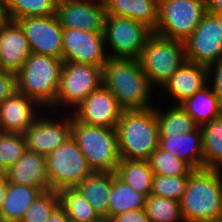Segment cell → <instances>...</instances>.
Masks as SVG:
<instances>
[{"label": "cell", "instance_id": "obj_18", "mask_svg": "<svg viewBox=\"0 0 222 222\" xmlns=\"http://www.w3.org/2000/svg\"><path fill=\"white\" fill-rule=\"evenodd\" d=\"M208 83V68L186 60L160 89L180 105Z\"/></svg>", "mask_w": 222, "mask_h": 222}, {"label": "cell", "instance_id": "obj_42", "mask_svg": "<svg viewBox=\"0 0 222 222\" xmlns=\"http://www.w3.org/2000/svg\"><path fill=\"white\" fill-rule=\"evenodd\" d=\"M7 191V179L3 174H0V214L3 205V201Z\"/></svg>", "mask_w": 222, "mask_h": 222}, {"label": "cell", "instance_id": "obj_19", "mask_svg": "<svg viewBox=\"0 0 222 222\" xmlns=\"http://www.w3.org/2000/svg\"><path fill=\"white\" fill-rule=\"evenodd\" d=\"M39 104L16 91L0 103V129L2 132L24 134L26 129L39 117L34 108Z\"/></svg>", "mask_w": 222, "mask_h": 222}, {"label": "cell", "instance_id": "obj_22", "mask_svg": "<svg viewBox=\"0 0 222 222\" xmlns=\"http://www.w3.org/2000/svg\"><path fill=\"white\" fill-rule=\"evenodd\" d=\"M115 172H92L76 188L92 205L101 218L109 221V195Z\"/></svg>", "mask_w": 222, "mask_h": 222}, {"label": "cell", "instance_id": "obj_4", "mask_svg": "<svg viewBox=\"0 0 222 222\" xmlns=\"http://www.w3.org/2000/svg\"><path fill=\"white\" fill-rule=\"evenodd\" d=\"M63 59L32 53L16 73L17 91L36 101L40 108L54 104L60 85Z\"/></svg>", "mask_w": 222, "mask_h": 222}, {"label": "cell", "instance_id": "obj_33", "mask_svg": "<svg viewBox=\"0 0 222 222\" xmlns=\"http://www.w3.org/2000/svg\"><path fill=\"white\" fill-rule=\"evenodd\" d=\"M153 174L164 176L190 175L193 169L171 152L158 147L148 159Z\"/></svg>", "mask_w": 222, "mask_h": 222}, {"label": "cell", "instance_id": "obj_15", "mask_svg": "<svg viewBox=\"0 0 222 222\" xmlns=\"http://www.w3.org/2000/svg\"><path fill=\"white\" fill-rule=\"evenodd\" d=\"M73 117L88 125L116 128L122 109L109 89L101 85L75 108Z\"/></svg>", "mask_w": 222, "mask_h": 222}, {"label": "cell", "instance_id": "obj_20", "mask_svg": "<svg viewBox=\"0 0 222 222\" xmlns=\"http://www.w3.org/2000/svg\"><path fill=\"white\" fill-rule=\"evenodd\" d=\"M3 175L12 184L50 189L45 156L26 151Z\"/></svg>", "mask_w": 222, "mask_h": 222}, {"label": "cell", "instance_id": "obj_1", "mask_svg": "<svg viewBox=\"0 0 222 222\" xmlns=\"http://www.w3.org/2000/svg\"><path fill=\"white\" fill-rule=\"evenodd\" d=\"M102 85L123 111L154 108L149 102L152 85L138 59L108 58L102 68Z\"/></svg>", "mask_w": 222, "mask_h": 222}, {"label": "cell", "instance_id": "obj_32", "mask_svg": "<svg viewBox=\"0 0 222 222\" xmlns=\"http://www.w3.org/2000/svg\"><path fill=\"white\" fill-rule=\"evenodd\" d=\"M145 211L150 222H184L179 201L149 194Z\"/></svg>", "mask_w": 222, "mask_h": 222}, {"label": "cell", "instance_id": "obj_14", "mask_svg": "<svg viewBox=\"0 0 222 222\" xmlns=\"http://www.w3.org/2000/svg\"><path fill=\"white\" fill-rule=\"evenodd\" d=\"M26 36L32 53L63 59L61 27L56 14L16 20Z\"/></svg>", "mask_w": 222, "mask_h": 222}, {"label": "cell", "instance_id": "obj_29", "mask_svg": "<svg viewBox=\"0 0 222 222\" xmlns=\"http://www.w3.org/2000/svg\"><path fill=\"white\" fill-rule=\"evenodd\" d=\"M60 206L71 222H94L101 217L76 187L58 191Z\"/></svg>", "mask_w": 222, "mask_h": 222}, {"label": "cell", "instance_id": "obj_34", "mask_svg": "<svg viewBox=\"0 0 222 222\" xmlns=\"http://www.w3.org/2000/svg\"><path fill=\"white\" fill-rule=\"evenodd\" d=\"M27 151L23 134L1 132L0 134V174L5 173Z\"/></svg>", "mask_w": 222, "mask_h": 222}, {"label": "cell", "instance_id": "obj_40", "mask_svg": "<svg viewBox=\"0 0 222 222\" xmlns=\"http://www.w3.org/2000/svg\"><path fill=\"white\" fill-rule=\"evenodd\" d=\"M46 222H71L63 208L59 205Z\"/></svg>", "mask_w": 222, "mask_h": 222}, {"label": "cell", "instance_id": "obj_6", "mask_svg": "<svg viewBox=\"0 0 222 222\" xmlns=\"http://www.w3.org/2000/svg\"><path fill=\"white\" fill-rule=\"evenodd\" d=\"M184 42L153 33L141 51L138 61L150 84L162 87L186 61Z\"/></svg>", "mask_w": 222, "mask_h": 222}, {"label": "cell", "instance_id": "obj_9", "mask_svg": "<svg viewBox=\"0 0 222 222\" xmlns=\"http://www.w3.org/2000/svg\"><path fill=\"white\" fill-rule=\"evenodd\" d=\"M153 30L130 18L107 15L104 41L111 48L109 58L138 59Z\"/></svg>", "mask_w": 222, "mask_h": 222}, {"label": "cell", "instance_id": "obj_8", "mask_svg": "<svg viewBox=\"0 0 222 222\" xmlns=\"http://www.w3.org/2000/svg\"><path fill=\"white\" fill-rule=\"evenodd\" d=\"M45 160L51 190L76 187L93 172L72 136L46 155Z\"/></svg>", "mask_w": 222, "mask_h": 222}, {"label": "cell", "instance_id": "obj_16", "mask_svg": "<svg viewBox=\"0 0 222 222\" xmlns=\"http://www.w3.org/2000/svg\"><path fill=\"white\" fill-rule=\"evenodd\" d=\"M62 120H50L38 117L23 134L27 150L41 155H48L71 136L72 114Z\"/></svg>", "mask_w": 222, "mask_h": 222}, {"label": "cell", "instance_id": "obj_2", "mask_svg": "<svg viewBox=\"0 0 222 222\" xmlns=\"http://www.w3.org/2000/svg\"><path fill=\"white\" fill-rule=\"evenodd\" d=\"M222 170H193L180 200L184 222H219L222 215Z\"/></svg>", "mask_w": 222, "mask_h": 222}, {"label": "cell", "instance_id": "obj_11", "mask_svg": "<svg viewBox=\"0 0 222 222\" xmlns=\"http://www.w3.org/2000/svg\"><path fill=\"white\" fill-rule=\"evenodd\" d=\"M104 44L103 32L63 28V62L90 64L103 68L109 58L104 50Z\"/></svg>", "mask_w": 222, "mask_h": 222}, {"label": "cell", "instance_id": "obj_43", "mask_svg": "<svg viewBox=\"0 0 222 222\" xmlns=\"http://www.w3.org/2000/svg\"><path fill=\"white\" fill-rule=\"evenodd\" d=\"M5 0H0V21L5 20Z\"/></svg>", "mask_w": 222, "mask_h": 222}, {"label": "cell", "instance_id": "obj_36", "mask_svg": "<svg viewBox=\"0 0 222 222\" xmlns=\"http://www.w3.org/2000/svg\"><path fill=\"white\" fill-rule=\"evenodd\" d=\"M188 181L189 175L164 176L154 174L151 194L180 202L186 191Z\"/></svg>", "mask_w": 222, "mask_h": 222}, {"label": "cell", "instance_id": "obj_25", "mask_svg": "<svg viewBox=\"0 0 222 222\" xmlns=\"http://www.w3.org/2000/svg\"><path fill=\"white\" fill-rule=\"evenodd\" d=\"M180 106L198 126L222 114V104L208 84L192 97L187 98Z\"/></svg>", "mask_w": 222, "mask_h": 222}, {"label": "cell", "instance_id": "obj_5", "mask_svg": "<svg viewBox=\"0 0 222 222\" xmlns=\"http://www.w3.org/2000/svg\"><path fill=\"white\" fill-rule=\"evenodd\" d=\"M71 136L93 172L116 171L120 155L115 128L88 125L72 116Z\"/></svg>", "mask_w": 222, "mask_h": 222}, {"label": "cell", "instance_id": "obj_41", "mask_svg": "<svg viewBox=\"0 0 222 222\" xmlns=\"http://www.w3.org/2000/svg\"><path fill=\"white\" fill-rule=\"evenodd\" d=\"M207 13L222 14V0H205Z\"/></svg>", "mask_w": 222, "mask_h": 222}, {"label": "cell", "instance_id": "obj_21", "mask_svg": "<svg viewBox=\"0 0 222 222\" xmlns=\"http://www.w3.org/2000/svg\"><path fill=\"white\" fill-rule=\"evenodd\" d=\"M159 147L183 160L193 170L204 168L202 129L200 126L183 135L159 136Z\"/></svg>", "mask_w": 222, "mask_h": 222}, {"label": "cell", "instance_id": "obj_23", "mask_svg": "<svg viewBox=\"0 0 222 222\" xmlns=\"http://www.w3.org/2000/svg\"><path fill=\"white\" fill-rule=\"evenodd\" d=\"M107 15L126 17L153 31L158 22V0H103Z\"/></svg>", "mask_w": 222, "mask_h": 222}, {"label": "cell", "instance_id": "obj_27", "mask_svg": "<svg viewBox=\"0 0 222 222\" xmlns=\"http://www.w3.org/2000/svg\"><path fill=\"white\" fill-rule=\"evenodd\" d=\"M202 129L204 168L222 169V114L200 126Z\"/></svg>", "mask_w": 222, "mask_h": 222}, {"label": "cell", "instance_id": "obj_12", "mask_svg": "<svg viewBox=\"0 0 222 222\" xmlns=\"http://www.w3.org/2000/svg\"><path fill=\"white\" fill-rule=\"evenodd\" d=\"M187 61L206 66L222 58V31L216 18L207 13L184 41Z\"/></svg>", "mask_w": 222, "mask_h": 222}, {"label": "cell", "instance_id": "obj_24", "mask_svg": "<svg viewBox=\"0 0 222 222\" xmlns=\"http://www.w3.org/2000/svg\"><path fill=\"white\" fill-rule=\"evenodd\" d=\"M42 192L39 187L17 185L7 181L0 219L3 222H21L27 209Z\"/></svg>", "mask_w": 222, "mask_h": 222}, {"label": "cell", "instance_id": "obj_30", "mask_svg": "<svg viewBox=\"0 0 222 222\" xmlns=\"http://www.w3.org/2000/svg\"><path fill=\"white\" fill-rule=\"evenodd\" d=\"M156 118L159 136L187 134L198 126L180 105L171 106L166 113L157 108Z\"/></svg>", "mask_w": 222, "mask_h": 222}, {"label": "cell", "instance_id": "obj_10", "mask_svg": "<svg viewBox=\"0 0 222 222\" xmlns=\"http://www.w3.org/2000/svg\"><path fill=\"white\" fill-rule=\"evenodd\" d=\"M102 85V68L90 64L63 62L60 85L52 105L78 107L93 91Z\"/></svg>", "mask_w": 222, "mask_h": 222}, {"label": "cell", "instance_id": "obj_37", "mask_svg": "<svg viewBox=\"0 0 222 222\" xmlns=\"http://www.w3.org/2000/svg\"><path fill=\"white\" fill-rule=\"evenodd\" d=\"M17 91V76L15 73L0 70V103Z\"/></svg>", "mask_w": 222, "mask_h": 222}, {"label": "cell", "instance_id": "obj_13", "mask_svg": "<svg viewBox=\"0 0 222 222\" xmlns=\"http://www.w3.org/2000/svg\"><path fill=\"white\" fill-rule=\"evenodd\" d=\"M55 14L62 28L104 32L107 11L103 0H58Z\"/></svg>", "mask_w": 222, "mask_h": 222}, {"label": "cell", "instance_id": "obj_39", "mask_svg": "<svg viewBox=\"0 0 222 222\" xmlns=\"http://www.w3.org/2000/svg\"><path fill=\"white\" fill-rule=\"evenodd\" d=\"M110 222H150L146 211L142 209H133L114 216Z\"/></svg>", "mask_w": 222, "mask_h": 222}, {"label": "cell", "instance_id": "obj_3", "mask_svg": "<svg viewBox=\"0 0 222 222\" xmlns=\"http://www.w3.org/2000/svg\"><path fill=\"white\" fill-rule=\"evenodd\" d=\"M115 129L120 159L148 160L159 147L156 107L122 111Z\"/></svg>", "mask_w": 222, "mask_h": 222}, {"label": "cell", "instance_id": "obj_31", "mask_svg": "<svg viewBox=\"0 0 222 222\" xmlns=\"http://www.w3.org/2000/svg\"><path fill=\"white\" fill-rule=\"evenodd\" d=\"M58 0H5L6 19L16 21L22 18L43 17L56 12Z\"/></svg>", "mask_w": 222, "mask_h": 222}, {"label": "cell", "instance_id": "obj_17", "mask_svg": "<svg viewBox=\"0 0 222 222\" xmlns=\"http://www.w3.org/2000/svg\"><path fill=\"white\" fill-rule=\"evenodd\" d=\"M32 54L29 42L16 21H0L1 70L17 73Z\"/></svg>", "mask_w": 222, "mask_h": 222}, {"label": "cell", "instance_id": "obj_28", "mask_svg": "<svg viewBox=\"0 0 222 222\" xmlns=\"http://www.w3.org/2000/svg\"><path fill=\"white\" fill-rule=\"evenodd\" d=\"M146 195L134 191L116 175L109 195V221L116 215L133 209L145 208Z\"/></svg>", "mask_w": 222, "mask_h": 222}, {"label": "cell", "instance_id": "obj_26", "mask_svg": "<svg viewBox=\"0 0 222 222\" xmlns=\"http://www.w3.org/2000/svg\"><path fill=\"white\" fill-rule=\"evenodd\" d=\"M116 176L134 191L148 196L151 194L153 171L148 160L120 159Z\"/></svg>", "mask_w": 222, "mask_h": 222}, {"label": "cell", "instance_id": "obj_44", "mask_svg": "<svg viewBox=\"0 0 222 222\" xmlns=\"http://www.w3.org/2000/svg\"><path fill=\"white\" fill-rule=\"evenodd\" d=\"M210 14H212L216 18L218 25L220 26L222 31V14H217V13H210Z\"/></svg>", "mask_w": 222, "mask_h": 222}, {"label": "cell", "instance_id": "obj_45", "mask_svg": "<svg viewBox=\"0 0 222 222\" xmlns=\"http://www.w3.org/2000/svg\"><path fill=\"white\" fill-rule=\"evenodd\" d=\"M94 222H108V220L106 218H101V219L94 221Z\"/></svg>", "mask_w": 222, "mask_h": 222}, {"label": "cell", "instance_id": "obj_7", "mask_svg": "<svg viewBox=\"0 0 222 222\" xmlns=\"http://www.w3.org/2000/svg\"><path fill=\"white\" fill-rule=\"evenodd\" d=\"M156 35L184 42L207 14L205 0H158Z\"/></svg>", "mask_w": 222, "mask_h": 222}, {"label": "cell", "instance_id": "obj_38", "mask_svg": "<svg viewBox=\"0 0 222 222\" xmlns=\"http://www.w3.org/2000/svg\"><path fill=\"white\" fill-rule=\"evenodd\" d=\"M212 75L214 78L213 81H211V83L213 82L212 90L222 104V58L208 67V80H210Z\"/></svg>", "mask_w": 222, "mask_h": 222}, {"label": "cell", "instance_id": "obj_35", "mask_svg": "<svg viewBox=\"0 0 222 222\" xmlns=\"http://www.w3.org/2000/svg\"><path fill=\"white\" fill-rule=\"evenodd\" d=\"M59 205L58 191L45 190L32 202L21 222H46Z\"/></svg>", "mask_w": 222, "mask_h": 222}]
</instances>
